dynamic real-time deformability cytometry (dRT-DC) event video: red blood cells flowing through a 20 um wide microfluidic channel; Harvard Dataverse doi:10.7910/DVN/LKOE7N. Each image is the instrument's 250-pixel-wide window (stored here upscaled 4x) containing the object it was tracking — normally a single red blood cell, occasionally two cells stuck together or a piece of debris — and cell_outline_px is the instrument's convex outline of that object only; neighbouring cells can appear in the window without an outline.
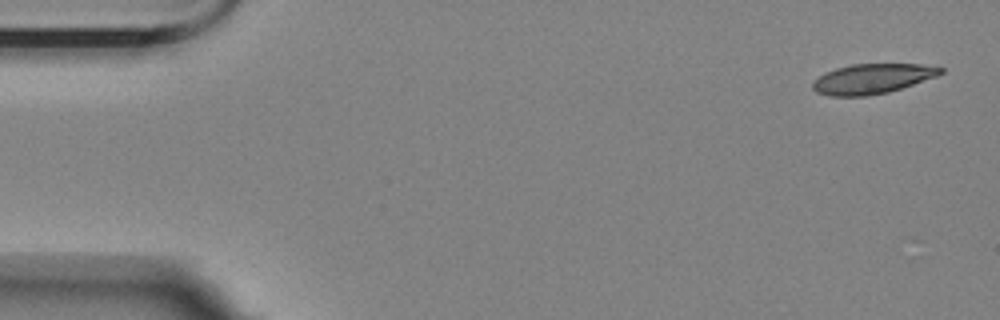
{"species": "Egyptian fruit bat (a non-hibernating species)", "species_latin": "Rousettus aegyptiacus", "temperature_condition": "room temperature", "stored_images_in_passage": 3, "camera_frame_rate_fps": 3000, "um_per_image_px": 0.085, "animal": {"sex": "female"}, "frame": {"image": 1, "passage_image": 1, "time_ms": 0.0, "image_size_px": [1000, 320], "cell_outline_px": [[944, 72], [936, 76], [888, 92], [868, 96], [832, 96], [816, 92], [812, 88], [812, 84], [824, 72], [836, 68], [852, 64], [920, 64], [944, 68]], "centroid_in_image_um": [74.12, 6.69], "position_along_channel_um": 10.9, "area_um2": 22.08}}